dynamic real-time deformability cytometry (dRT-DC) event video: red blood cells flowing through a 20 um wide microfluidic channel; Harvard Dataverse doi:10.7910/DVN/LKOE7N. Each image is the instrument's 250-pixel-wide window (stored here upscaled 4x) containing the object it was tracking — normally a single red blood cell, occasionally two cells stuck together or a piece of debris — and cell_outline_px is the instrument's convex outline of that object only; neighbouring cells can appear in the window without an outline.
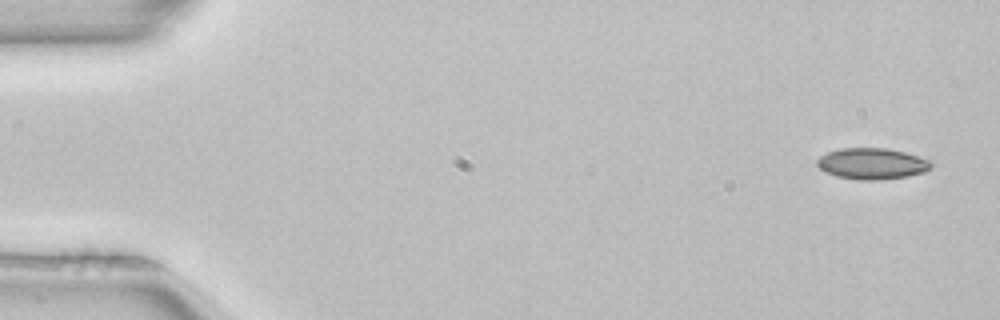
{"species": "common noctule bat (a hibernating species)", "species_latin": "Nyctalus noctula", "temperature_condition": "room temperature", "stored_images_in_passage": 3, "camera_frame_rate_fps": 3000, "um_per_image_px": 0.085, "animal": {"sex": "female", "body_mass_g": 22.7, "forearm_length_mm": 54.2}, "frame": {"image": 1, "passage_image": 3, "time_ms": 0.667, "image_size_px": [1000, 320], "cell_outline_px": [[936, 164], [924, 172], [908, 176], [876, 180], [860, 180], [836, 176], [824, 172], [816, 164], [816, 160], [820, 156], [828, 152], [840, 148], [888, 148], [904, 152], [932, 160]], "centroid_in_image_um": [74.14, 13.91], "position_along_channel_um": 10.9, "area_um2": 20.92}}